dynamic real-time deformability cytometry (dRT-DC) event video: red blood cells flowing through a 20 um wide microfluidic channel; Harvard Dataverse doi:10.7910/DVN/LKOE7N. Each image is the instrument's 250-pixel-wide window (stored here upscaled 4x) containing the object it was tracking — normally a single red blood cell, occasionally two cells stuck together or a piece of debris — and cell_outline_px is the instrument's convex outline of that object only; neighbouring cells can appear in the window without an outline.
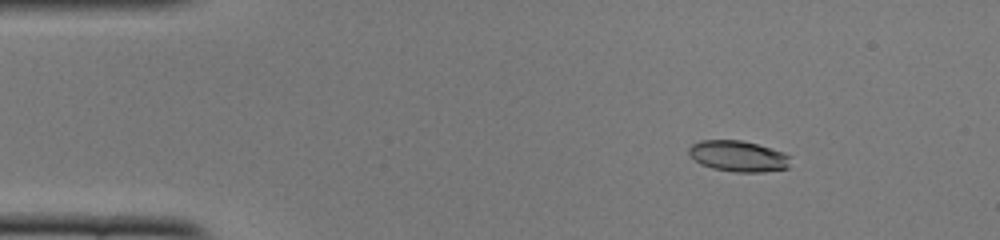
{"species": "common noctule bat (a hibernating species)", "species_latin": "Nyctalus noctula", "temperature_condition": "cold", "stored_images_in_passage": 51, "camera_frame_rate_fps": 3000, "um_per_image_px": 0.085, "animal": {"sex": "female", "body_mass_g": 22.0, "forearm_length_mm": 56.7}, "frame": {"image": 1, "passage_image": 7, "time_ms": 2.0, "image_size_px": [1000, 240], "cell_outline_px": [[792, 156], [788, 168], [764, 172], [736, 172], [712, 168], [700, 164], [688, 156], [688, 148], [692, 144], [700, 140], [740, 140], [756, 144], [784, 152]], "centroid_in_image_um": [62.74, 13.28], "position_along_channel_um": 22.3, "area_um2": 18.55}}
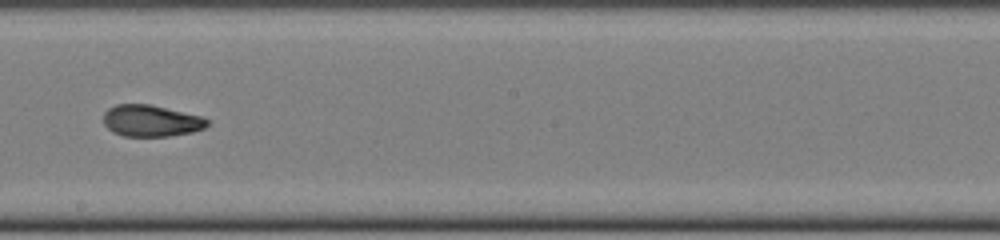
{"frame": {"image": 2, "passage_image": 29, "time_ms": 9.333, "image_size_px": [1000, 240], "cell_outline_px": [[212, 120], [204, 128], [192, 132], [168, 136], [124, 136], [112, 132], [104, 124], [104, 112], [108, 108], [116, 104], [148, 104], [204, 116]], "centroid_in_image_um": [12.87, 10.26], "position_along_channel_um": 235.3, "area_um2": 19.25}}
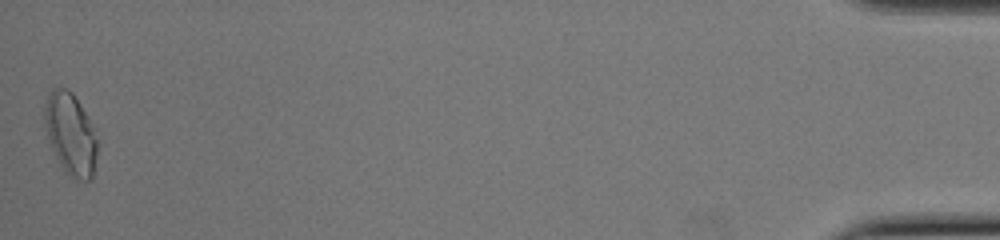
{"frame": {"image": 3, "passage_image": 51, "time_ms": 16.667, "image_size_px": [1000, 240], "cell_outline_px": [[100, 144], [92, 176], [88, 180], [76, 184], [60, 164], [52, 148], [44, 124], [44, 104], [48, 92], [52, 88], [68, 88], [72, 92], [80, 104]], "centroid_in_image_um": [6.0, 11.42], "position_along_channel_um": 429.2, "area_um2": 25.37}, "authors_computed_cell_mechanics": {"area_um2": 19.5364, "velocity_mm_per_s": 3.9209, "shape_relaxation_time_tau1_ms": 7.6333, "shape_relaxation_time_tau2_ms": 2.0289, "deformation_change_tau1": 0.2105, "deformation_change_tau2": 0.0775}}